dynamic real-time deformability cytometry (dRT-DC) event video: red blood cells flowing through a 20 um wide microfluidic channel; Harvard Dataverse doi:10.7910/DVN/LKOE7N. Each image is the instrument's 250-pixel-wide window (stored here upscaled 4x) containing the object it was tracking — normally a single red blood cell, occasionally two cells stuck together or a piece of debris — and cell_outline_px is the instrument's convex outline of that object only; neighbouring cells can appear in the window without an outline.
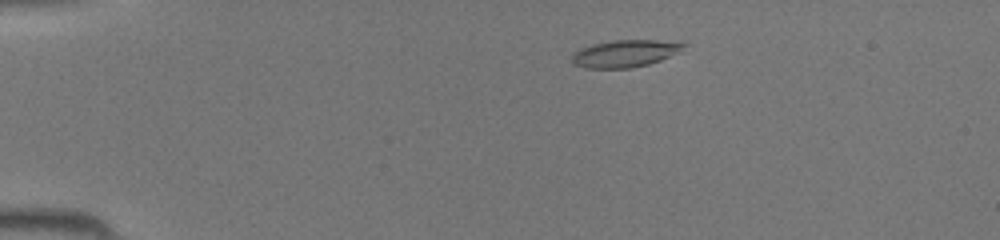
{"species": "common noctule bat (a hibernating species)", "species_latin": "Nyctalus noctula", "temperature_condition": "room temperature", "stored_images_in_passage": 43, "camera_frame_rate_fps": 3000, "um_per_image_px": 0.085, "animal": {"sex": "female", "body_mass_g": 19.5, "forearm_length_mm": 54.1}, "frame": {"image": 1, "passage_image": 7, "time_ms": 2.0, "image_size_px": [1000, 240], "cell_outline_px": [[688, 44], [680, 52], [660, 60], [648, 64], [628, 68], [584, 68], [572, 64], [572, 52], [580, 48], [592, 44], [612, 40], [656, 40]], "centroid_in_image_um": [53.08, 4.55], "position_along_channel_um": 31.9, "area_um2": 17.74}}
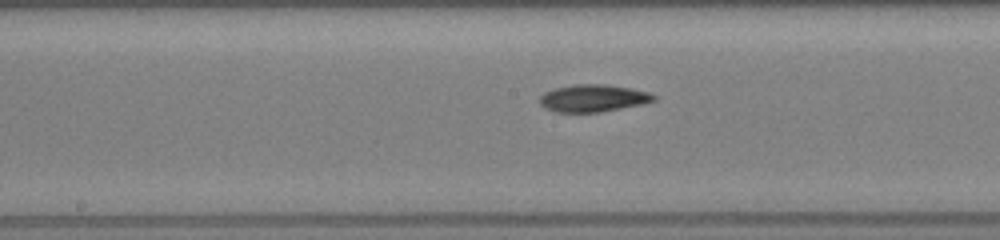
{"frame": {"image": 2, "passage_image": 22, "time_ms": 7.0, "image_size_px": [1000, 240], "cell_outline_px": [[656, 100], [644, 104], [600, 112], [556, 112], [544, 108], [540, 104], [540, 96], [544, 92], [556, 88], [576, 84], [604, 84], [628, 88], [648, 92], [656, 96]], "centroid_in_image_um": [50.41, 8.35], "position_along_channel_um": 197.8, "area_um2": 18.09}}
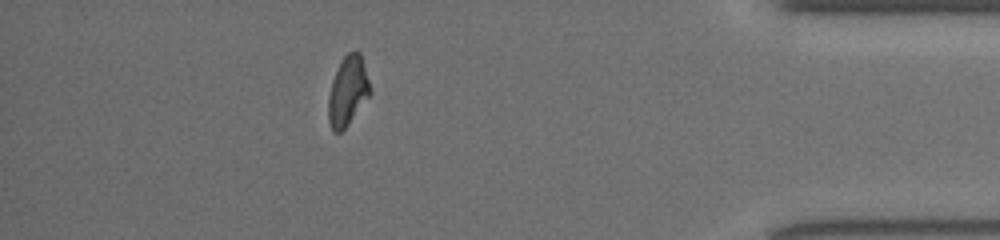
{"frame": {"image": 3, "passage_image": 38, "time_ms": 12.333, "image_size_px": [1000, 240], "cell_outline_px": [[372, 92], [344, 128], [340, 132], [332, 132], [328, 120], [328, 96], [332, 80], [340, 60], [348, 52], [360, 52]], "centroid_in_image_um": [29.54, 7.73], "position_along_channel_um": 405.7, "area_um2": 16.7}}